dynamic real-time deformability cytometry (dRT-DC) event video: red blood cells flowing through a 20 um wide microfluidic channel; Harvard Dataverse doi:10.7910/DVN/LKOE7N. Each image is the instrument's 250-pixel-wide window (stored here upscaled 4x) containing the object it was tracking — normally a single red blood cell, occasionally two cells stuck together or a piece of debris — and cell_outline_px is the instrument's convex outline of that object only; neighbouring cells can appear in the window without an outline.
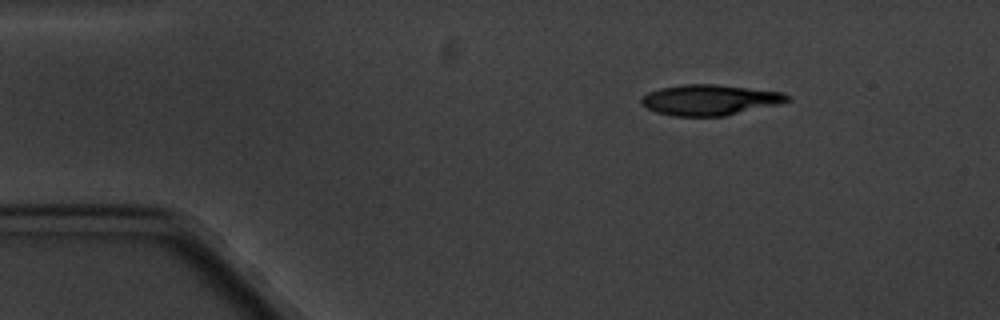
{"species": "common noctule bat (a hibernating species)", "species_latin": "Nyctalus noctula", "temperature_condition": "cold", "stored_images_in_passage": 4, "camera_frame_rate_fps": 3000, "um_per_image_px": 0.085, "animal": {"sex": "male", "body_mass_g": 20.1, "forearm_length_mm": 53.5}, "frame": {"image": 1, "passage_image": 1, "time_ms": 0.0, "image_size_px": [1000, 320], "cell_outline_px": [[792, 100], [780, 104], [724, 116], [672, 116], [656, 112], [648, 108], [640, 100], [640, 96], [648, 92], [660, 88], [684, 84], [716, 84], [784, 92], [792, 96]], "centroid_in_image_um": [60.37, 8.49], "position_along_channel_um": 24.6, "area_um2": 26.24}}